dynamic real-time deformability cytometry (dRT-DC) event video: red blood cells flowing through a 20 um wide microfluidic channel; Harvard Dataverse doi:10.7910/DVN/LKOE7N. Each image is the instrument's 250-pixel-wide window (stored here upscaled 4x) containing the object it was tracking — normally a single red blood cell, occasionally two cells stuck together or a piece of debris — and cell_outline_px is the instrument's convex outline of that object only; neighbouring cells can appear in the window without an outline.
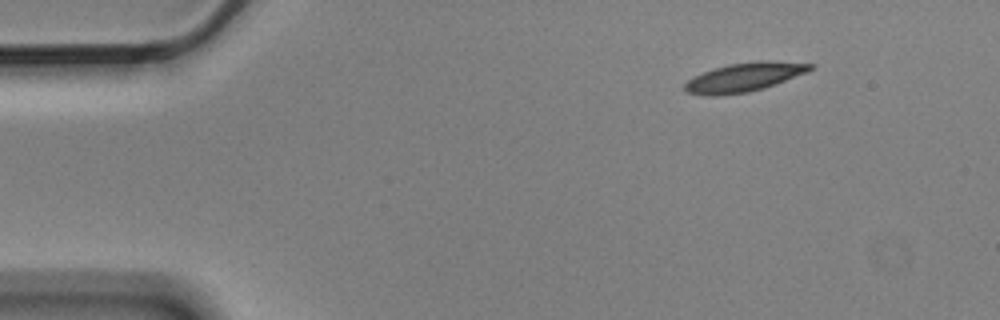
{"species": "Egyptian fruit bat (a non-hibernating species)", "species_latin": "Rousettus aegyptiacus", "temperature_condition": "cold", "stored_images_in_passage": 5, "camera_frame_rate_fps": 3000, "um_per_image_px": 0.085, "animal": {"sex": "male"}, "frame": {"image": 1, "passage_image": 1, "time_ms": 0.0, "image_size_px": [1000, 320], "cell_outline_px": [[816, 64], [808, 72], [764, 88], [748, 92], [716, 96], [704, 96], [684, 92], [684, 84], [688, 80], [712, 68], [728, 64], [760, 60], [768, 60]], "centroid_in_image_um": [63.25, 6.56], "position_along_channel_um": 21.8, "area_um2": 21.27}}
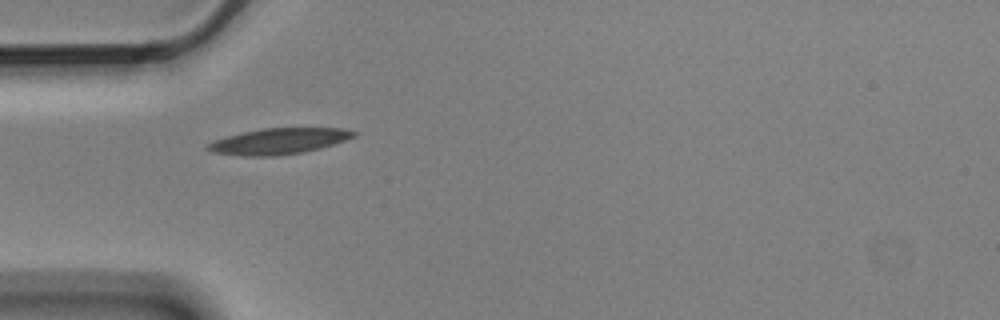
{"frame": {"image": 2, "passage_image": 4, "time_ms": 1.0, "image_size_px": [1000, 320], "cell_outline_px": [[356, 136], [320, 148], [304, 152], [276, 156], [240, 156], [212, 152], [204, 148], [204, 144], [228, 136], [244, 132], [264, 128], [344, 128], [356, 132]], "centroid_in_image_um": [23.66, 12.01], "position_along_channel_um": 61.3, "area_um2": 22.02}}
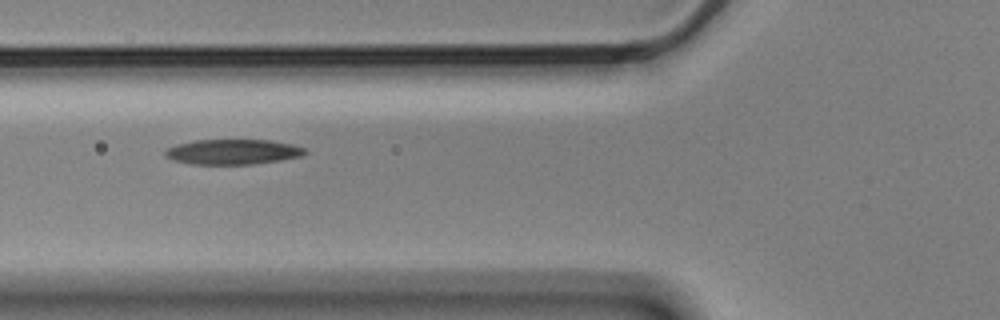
{"frame": {"image": 3, "passage_image": 5, "time_ms": 1.333, "image_size_px": [1000, 320], "cell_outline_px": [[308, 152], [300, 156], [280, 160], [252, 164], [192, 164], [172, 160], [164, 156], [164, 152], [168, 148], [176, 144], [196, 140], [268, 140], [292, 144], [304, 148]], "centroid_in_image_um": [19.76, 12.9], "position_along_channel_um": 106.0, "area_um2": 20.4}}